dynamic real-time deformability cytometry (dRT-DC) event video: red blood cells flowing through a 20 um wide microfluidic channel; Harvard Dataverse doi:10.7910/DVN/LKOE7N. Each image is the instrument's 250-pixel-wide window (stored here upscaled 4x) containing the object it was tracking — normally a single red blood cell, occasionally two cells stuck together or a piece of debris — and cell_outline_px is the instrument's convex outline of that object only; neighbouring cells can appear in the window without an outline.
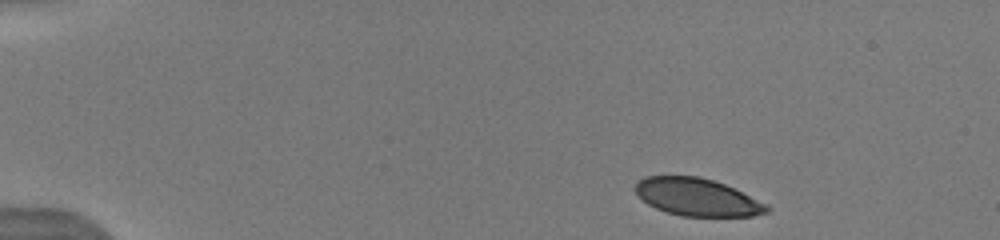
{"species": "human", "species_latin": "Homo sapiens", "temperature_condition": "warm", "stored_images_in_passage": 14, "camera_frame_rate_fps": 3000, "um_per_image_px": 0.085, "donor": {"sex": "male"}, "frame": {"image": 1, "passage_image": 1, "time_ms": 0.0, "image_size_px": [1000, 240], "cell_outline_px": [[772, 208], [768, 212], [752, 216], [680, 216], [656, 208], [648, 204], [632, 188], [644, 176], [700, 176], [724, 184], [768, 204]], "centroid_in_image_um": [59.27, 16.76], "position_along_channel_um": 25.7, "area_um2": 28.67}}